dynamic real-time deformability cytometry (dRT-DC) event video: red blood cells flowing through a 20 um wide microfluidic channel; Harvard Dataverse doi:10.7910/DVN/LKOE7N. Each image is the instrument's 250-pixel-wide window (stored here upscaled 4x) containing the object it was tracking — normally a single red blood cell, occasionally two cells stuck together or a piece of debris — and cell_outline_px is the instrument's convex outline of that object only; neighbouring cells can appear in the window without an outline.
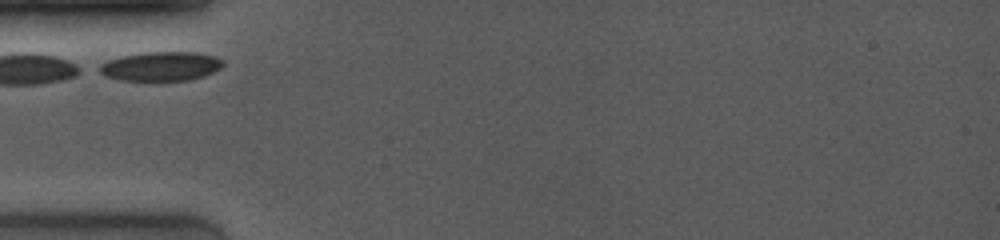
{"species": "common noctule bat (a hibernating species)", "species_latin": "Nyctalus noctula", "temperature_condition": "room temperature", "stored_images_in_passage": 3, "camera_frame_rate_fps": 4000, "um_per_image_px": 0.085, "animal": {"sex": "female", "body_mass_g": 19.0, "forearm_length_mm": 53.3}, "frame": {"image": 1, "passage_image": 1, "time_ms": 0.0, "image_size_px": [1000, 240], "cell_outline_px": [[224, 64], [220, 68], [204, 76], [188, 80], [120, 80], [104, 76], [96, 72], [92, 68], [108, 60], [124, 56], [144, 52], [196, 52], [212, 56], [224, 60]], "centroid_in_image_um": [13.59, 5.64], "position_along_channel_um": 71.4, "area_um2": 21.15}}